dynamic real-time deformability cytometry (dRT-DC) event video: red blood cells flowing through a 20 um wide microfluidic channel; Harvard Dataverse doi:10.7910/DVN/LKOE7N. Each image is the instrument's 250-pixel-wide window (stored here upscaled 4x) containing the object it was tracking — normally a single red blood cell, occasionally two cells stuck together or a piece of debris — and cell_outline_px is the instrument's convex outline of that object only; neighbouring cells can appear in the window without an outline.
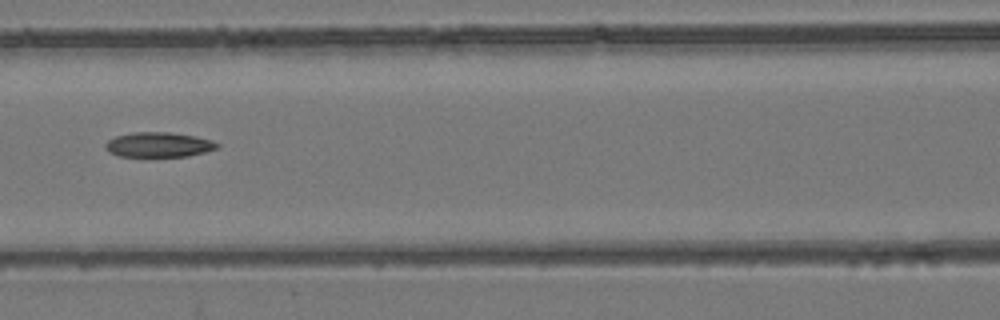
{"species": "common noctule bat (a hibernating species)", "species_latin": "Nyctalus noctula", "temperature_condition": "room temperature", "stored_images_in_passage": 7, "camera_frame_rate_fps": 3000, "um_per_image_px": 0.085, "animal": {"sex": "female", "body_mass_g": 24.6, "forearm_length_mm": 56.2}, "frame": {"image": 1, "passage_image": 7, "time_ms": 7.667, "image_size_px": [1000, 320], "cell_outline_px": [[220, 148], [188, 156], [120, 156], [108, 152], [104, 148], [104, 144], [108, 140], [116, 136], [132, 132], [168, 132], [196, 136], [212, 140], [220, 144]], "centroid_in_image_um": [13.49, 12.29], "position_along_channel_um": 153.1, "area_um2": 16.3}}